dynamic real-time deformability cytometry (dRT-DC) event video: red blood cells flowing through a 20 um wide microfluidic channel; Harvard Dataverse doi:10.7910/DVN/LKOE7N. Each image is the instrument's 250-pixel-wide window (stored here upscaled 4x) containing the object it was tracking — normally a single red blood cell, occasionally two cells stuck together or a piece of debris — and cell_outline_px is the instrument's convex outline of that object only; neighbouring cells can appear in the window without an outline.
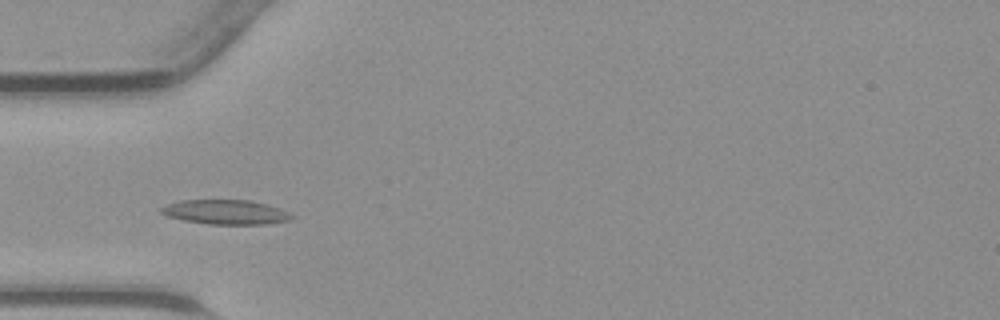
{"species": "common noctule bat (a hibernating species)", "species_latin": "Nyctalus noctula", "temperature_condition": "warm", "stored_images_in_passage": 41, "camera_frame_rate_fps": 3000, "um_per_image_px": 0.085, "animal": {"sex": "male", "body_mass_g": 23.1, "forearm_length_mm": 52.7}, "frame": {"image": 1, "passage_image": 10, "time_ms": 3.0, "image_size_px": [1000, 320], "cell_outline_px": [[296, 216], [292, 220], [264, 224], [208, 224], [184, 220], [168, 216], [160, 212], [160, 208], [168, 204], [180, 200], [252, 200], [268, 204], [280, 208]], "centroid_in_image_um": [19.23, 18.02], "position_along_channel_um": 65.8, "area_um2": 18.73}}
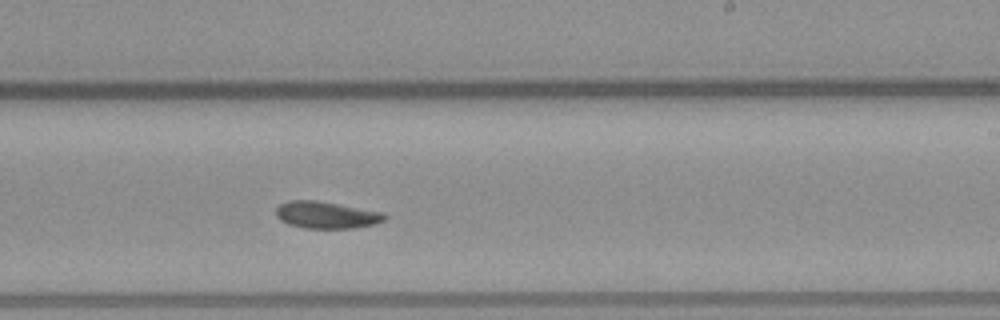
{"frame": {"image": 2, "passage_image": 23, "time_ms": 7.333, "image_size_px": [1000, 320], "cell_outline_px": [[388, 216], [384, 220], [376, 224], [352, 228], [304, 228], [288, 224], [280, 220], [276, 216], [276, 208], [280, 204], [288, 200], [316, 200], [384, 212]], "centroid_in_image_um": [27.74, 18.27], "position_along_channel_um": 261.3, "area_um2": 17.17}}
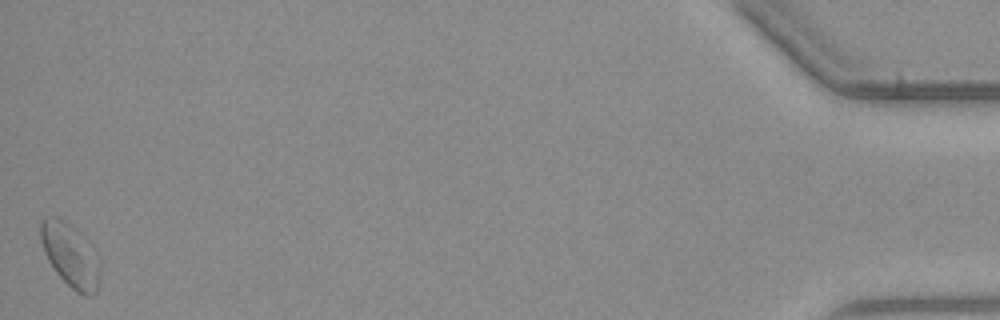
{"frame": {"image": 3, "passage_image": 41, "time_ms": 13.333, "image_size_px": [1000, 320], "cell_outline_px": [[100, 284], [96, 292], [92, 296], [88, 296], [76, 292], [56, 272], [48, 260], [44, 252], [40, 240], [40, 220], [52, 216], [56, 216], [72, 224], [84, 236], [100, 264]], "centroid_in_image_um": [5.98, 21.69], "position_along_channel_um": 429.2, "area_um2": 22.08}}